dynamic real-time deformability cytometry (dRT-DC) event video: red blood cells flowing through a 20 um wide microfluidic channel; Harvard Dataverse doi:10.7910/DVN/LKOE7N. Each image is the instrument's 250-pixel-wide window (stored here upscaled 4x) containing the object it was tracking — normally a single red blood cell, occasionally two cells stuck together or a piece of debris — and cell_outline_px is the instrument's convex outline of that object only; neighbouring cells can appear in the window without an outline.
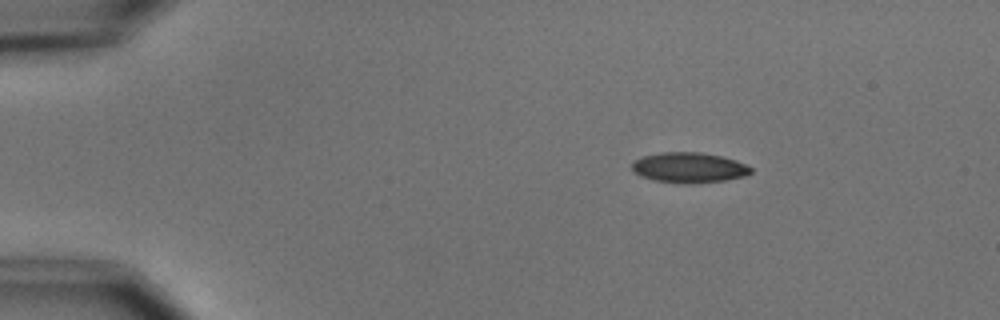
{"species": "common noctule bat (a hibernating species)", "species_latin": "Nyctalus noctula", "temperature_condition": "cold", "stored_images_in_passage": 5, "segment_of_instrument_passage": [2, 2], "camera_frame_rate_fps": 3000, "um_per_image_px": 0.085, "animal": {"sex": "male", "body_mass_g": 15.6}, "frame": {"image": 1, "passage_image": 5, "time_ms": 6.0, "image_size_px": [1000, 320], "cell_outline_px": [[752, 172], [744, 176], [724, 180], [692, 184], [680, 184], [652, 180], [640, 176], [632, 172], [632, 164], [636, 160], [644, 156], [660, 152], [700, 152], [720, 156], [736, 160], [752, 168]], "centroid_in_image_um": [58.53, 14.26], "position_along_channel_um": 26.5, "area_um2": 21.1}}